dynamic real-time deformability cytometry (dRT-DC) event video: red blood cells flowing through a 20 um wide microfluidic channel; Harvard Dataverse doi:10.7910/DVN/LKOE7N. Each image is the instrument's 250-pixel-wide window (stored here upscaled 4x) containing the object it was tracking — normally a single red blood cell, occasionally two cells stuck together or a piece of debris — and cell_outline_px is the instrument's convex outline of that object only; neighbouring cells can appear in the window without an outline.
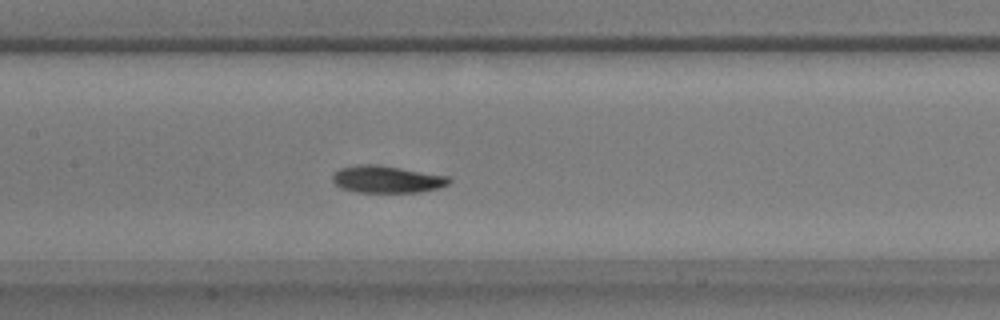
{"species": "common noctule bat (a hibernating species)", "species_latin": "Nyctalus noctula", "temperature_condition": "warm", "stored_images_in_passage": 50, "camera_frame_rate_fps": 3000, "um_per_image_px": 0.085, "animal": {"sex": "male", "body_mass_g": 17.9}, "frame": {"image": 1, "passage_image": 22, "time_ms": 7.0, "image_size_px": [1000, 320], "cell_outline_px": [[452, 180], [448, 184], [440, 188], [420, 192], [356, 192], [340, 188], [332, 180], [332, 176], [340, 168], [360, 164], [376, 164], [448, 176]], "centroid_in_image_um": [32.89, 15.24], "position_along_channel_um": 174.5, "area_um2": 18.38}}
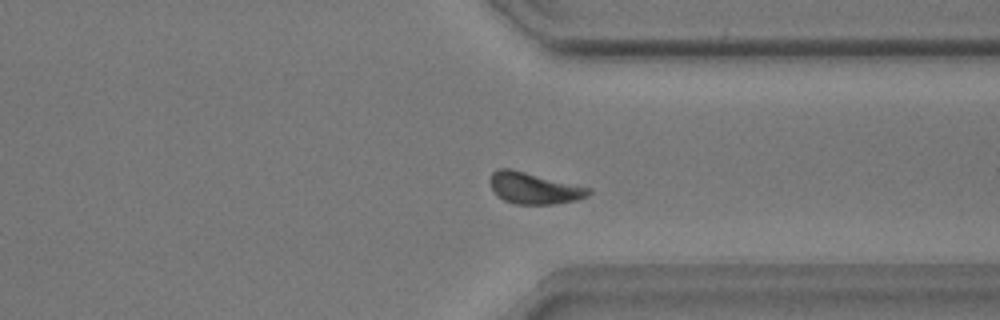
{"frame": {"image": 2, "passage_image": 37, "time_ms": 12.0, "image_size_px": [1000, 320], "cell_outline_px": [[592, 192], [588, 196], [576, 200], [552, 204], [516, 204], [504, 200], [492, 188], [488, 180], [492, 172], [500, 168], [512, 168], [592, 188]], "centroid_in_image_um": [45.41, 15.97], "position_along_channel_um": 366.0, "area_um2": 18.15}}
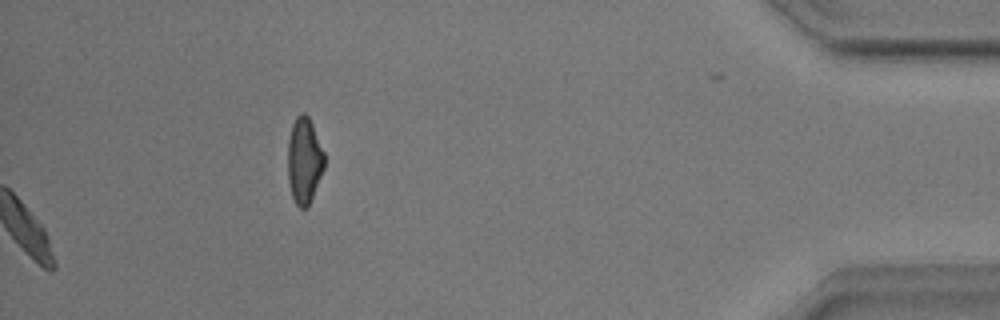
{"frame": {"image": 3, "passage_image": 50, "time_ms": 16.333, "image_size_px": [1000, 320], "cell_outline_px": [[324, 168], [308, 208], [300, 208], [296, 204], [292, 196], [288, 184], [288, 140], [292, 124], [296, 116], [300, 112], [304, 112], [308, 116], [312, 124], [324, 152]], "centroid_in_image_um": [25.85, 13.65], "position_along_channel_um": 409.4, "area_um2": 18.44}, "authors_computed_cell_mechanics": {"area_um2": 17.9758, "velocity_mm_per_s": 3.8361, "shape_relaxation_time_tau1_ms": 1.2893, "shape_relaxation_time_tau2_ms": 2.5086, "deformation_change_tau1": 0.1342, "deformation_change_tau2": 0.0895}}